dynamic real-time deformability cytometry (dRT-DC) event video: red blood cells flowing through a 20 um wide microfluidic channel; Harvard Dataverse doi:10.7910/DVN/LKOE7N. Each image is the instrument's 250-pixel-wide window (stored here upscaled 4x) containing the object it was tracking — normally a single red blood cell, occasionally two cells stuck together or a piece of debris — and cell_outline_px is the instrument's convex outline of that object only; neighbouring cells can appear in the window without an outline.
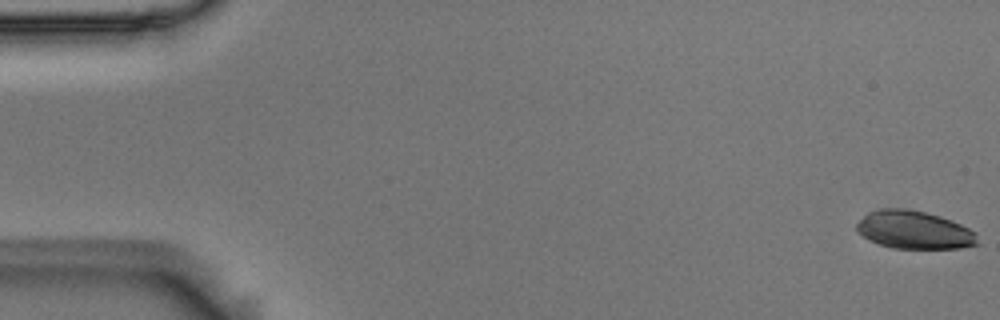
{"species": "Egyptian fruit bat (a non-hibernating species)", "species_latin": "Rousettus aegyptiacus", "temperature_condition": "room temperature", "stored_images_in_passage": 6, "segment_of_instrument_passage": [1, 2], "camera_frame_rate_fps": 3000, "um_per_image_px": 0.085, "animal": {"sex": "male"}, "frame": {"image": 1, "passage_image": 1, "time_ms": 0.0, "image_size_px": [1000, 320], "cell_outline_px": [[980, 244], [960, 248], [892, 248], [868, 240], [856, 232], [856, 224], [868, 212], [884, 208], [904, 208], [924, 212], [940, 216], [952, 220], [976, 232]], "centroid_in_image_um": [77.71, 19.55], "position_along_channel_um": 7.3, "area_um2": 26.88}}